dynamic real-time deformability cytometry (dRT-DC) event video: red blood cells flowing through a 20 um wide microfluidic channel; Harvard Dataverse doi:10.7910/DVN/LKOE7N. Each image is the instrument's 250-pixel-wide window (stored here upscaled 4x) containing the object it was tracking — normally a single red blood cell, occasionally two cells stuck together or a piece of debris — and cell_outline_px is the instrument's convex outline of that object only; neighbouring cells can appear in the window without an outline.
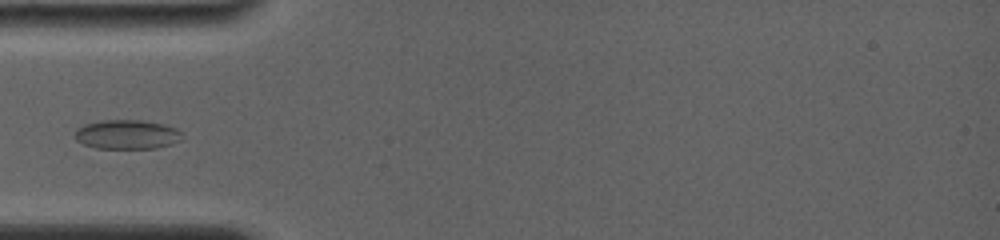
{"species": "common noctule bat (a hibernating species)", "species_latin": "Nyctalus noctula", "temperature_condition": "room temperature", "stored_images_in_passage": 15, "camera_frame_rate_fps": 4000, "um_per_image_px": 0.085, "animal": {"sex": "female", "body_mass_g": 19.0, "forearm_length_mm": 56.7}, "frame": {"image": 1, "passage_image": 1, "time_ms": 0.0, "image_size_px": [1000, 240], "cell_outline_px": [[184, 132], [180, 140], [156, 148], [96, 148], [84, 144], [76, 140], [76, 128], [84, 124], [100, 120], [140, 120], [164, 124], [176, 128]], "centroid_in_image_um": [10.8, 11.42], "position_along_channel_um": 74.2, "area_um2": 18.26}}
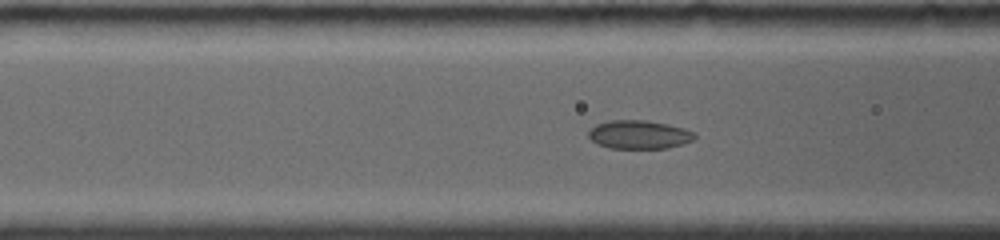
{"frame": {"image": 2, "passage_image": 5, "time_ms": 1.0, "image_size_px": [1000, 240], "cell_outline_px": [[696, 136], [692, 140], [668, 148], [608, 148], [596, 144], [588, 136], [588, 132], [596, 124], [608, 120], [644, 120], [668, 124], [684, 128], [692, 132]], "centroid_in_image_um": [54.27, 11.44], "position_along_channel_um": 112.3, "area_um2": 17.57}}
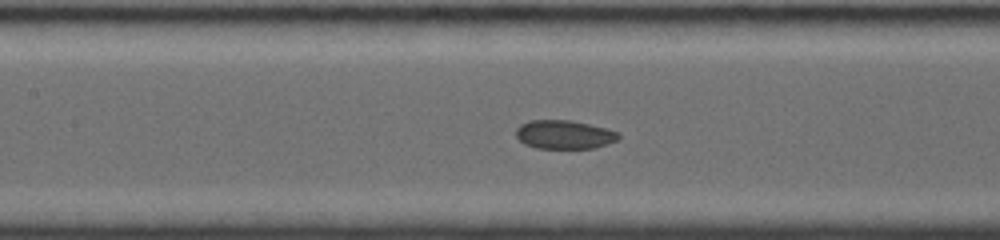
{"frame": {"image": 3, "passage_image": 11, "time_ms": 2.25, "image_size_px": [1000, 240], "cell_outline_px": [[620, 136], [616, 140], [592, 148], [536, 148], [524, 144], [516, 136], [516, 128], [520, 124], [528, 120], [572, 120], [620, 132]], "centroid_in_image_um": [47.91, 11.43], "position_along_channel_um": 159.5, "area_um2": 17.05}}